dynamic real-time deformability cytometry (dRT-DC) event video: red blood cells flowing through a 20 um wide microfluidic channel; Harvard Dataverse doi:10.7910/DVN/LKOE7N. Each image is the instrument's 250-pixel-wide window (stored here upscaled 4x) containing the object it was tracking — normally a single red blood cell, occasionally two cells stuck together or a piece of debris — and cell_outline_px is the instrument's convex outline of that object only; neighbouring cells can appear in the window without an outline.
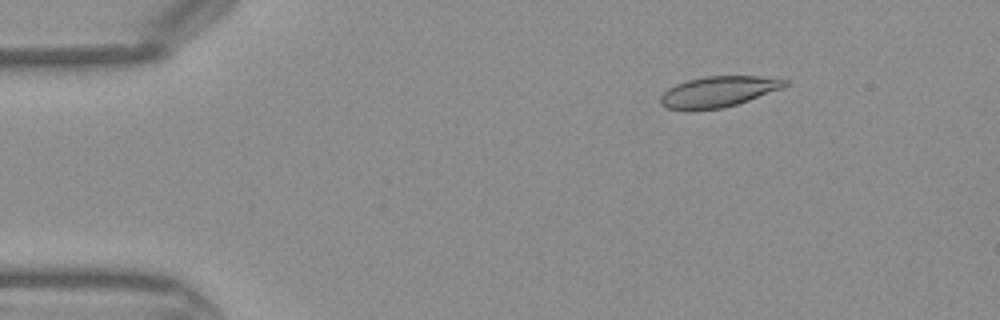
{"species": "Egyptian fruit bat (a non-hibernating species)", "species_latin": "Rousettus aegyptiacus", "temperature_condition": "warm", "stored_images_in_passage": 45, "camera_frame_rate_fps": 3000, "um_per_image_px": 0.085, "frame": {"image": 1, "passage_image": 7, "time_ms": 2.0, "image_size_px": [1000, 320], "cell_outline_px": [[788, 84], [784, 88], [736, 104], [720, 108], [688, 112], [668, 108], [660, 104], [660, 96], [668, 88], [676, 84], [688, 80], [704, 76], [760, 76], [788, 80]], "centroid_in_image_um": [61.02, 7.81], "position_along_channel_um": 24.0, "area_um2": 22.54}}
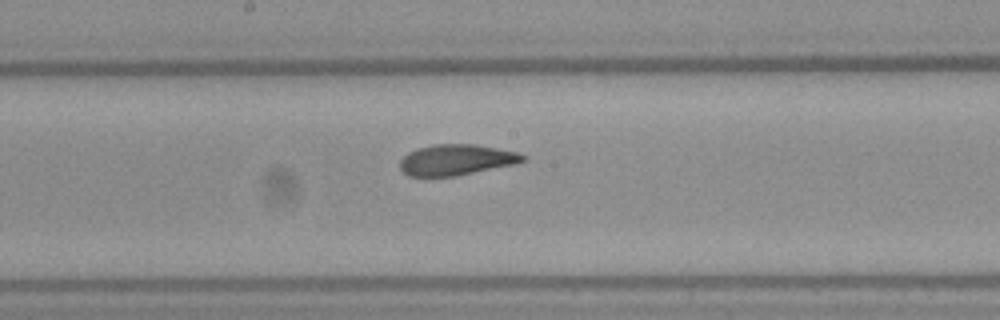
{"frame": {"image": 2, "passage_image": 24, "time_ms": 7.667, "image_size_px": [1000, 320], "cell_outline_px": [[528, 160], [512, 164], [456, 176], [408, 176], [400, 168], [400, 160], [408, 152], [416, 148], [432, 144], [476, 144], [516, 152], [528, 156]], "centroid_in_image_um": [38.77, 13.57], "position_along_channel_um": 209.4, "area_um2": 22.02}}
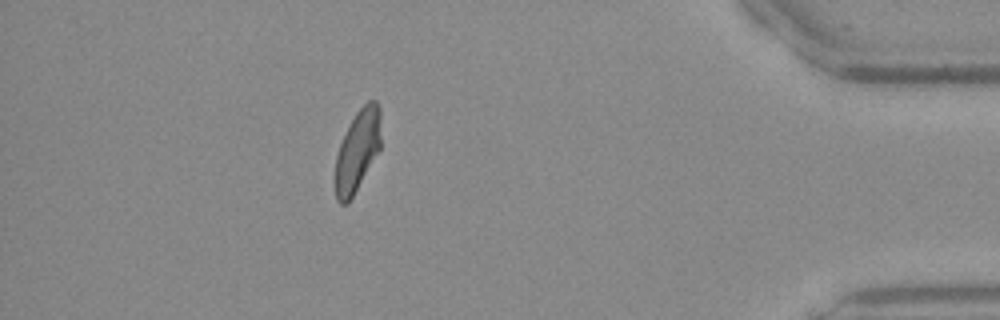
{"frame": {"image": 3, "passage_image": 40, "time_ms": 13.0, "image_size_px": [1000, 320], "cell_outline_px": [[380, 148], [348, 204], [340, 204], [336, 200], [336, 156], [340, 144], [356, 112], [368, 100], [376, 100], [380, 108]], "centroid_in_image_um": [30.39, 12.8], "position_along_channel_um": 404.8, "area_um2": 21.21}}